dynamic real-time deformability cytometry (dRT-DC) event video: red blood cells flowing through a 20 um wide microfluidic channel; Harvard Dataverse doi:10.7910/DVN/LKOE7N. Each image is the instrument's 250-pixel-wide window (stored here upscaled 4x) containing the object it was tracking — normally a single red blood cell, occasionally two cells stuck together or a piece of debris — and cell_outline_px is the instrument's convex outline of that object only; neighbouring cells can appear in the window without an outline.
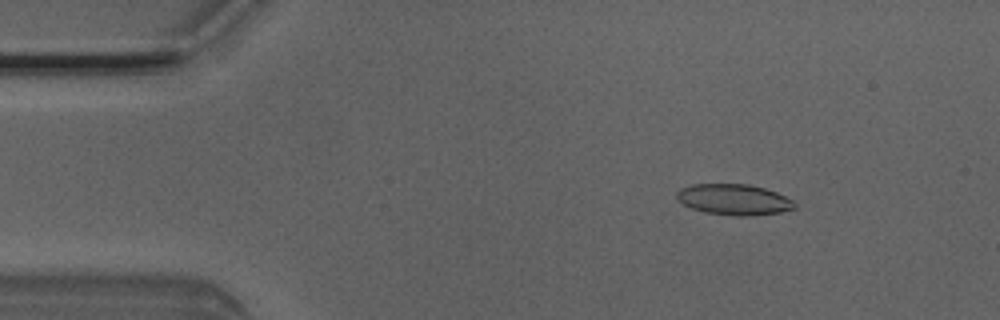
{"species": "Egyptian fruit bat (a non-hibernating species)", "species_latin": "Rousettus aegyptiacus", "temperature_condition": "room temperature", "stored_images_in_passage": 4, "camera_frame_rate_fps": 3000, "um_per_image_px": 0.085, "animal": {"sex": "male"}, "frame": {"image": 1, "passage_image": 1, "time_ms": 0.0, "image_size_px": [1000, 320], "cell_outline_px": [[796, 208], [780, 212], [752, 216], [732, 216], [704, 212], [692, 208], [676, 200], [676, 192], [680, 188], [692, 184], [748, 184], [764, 188], [776, 192], [792, 200], [796, 204]], "centroid_in_image_um": [62.36, 16.96], "position_along_channel_um": 22.6, "area_um2": 21.33}}